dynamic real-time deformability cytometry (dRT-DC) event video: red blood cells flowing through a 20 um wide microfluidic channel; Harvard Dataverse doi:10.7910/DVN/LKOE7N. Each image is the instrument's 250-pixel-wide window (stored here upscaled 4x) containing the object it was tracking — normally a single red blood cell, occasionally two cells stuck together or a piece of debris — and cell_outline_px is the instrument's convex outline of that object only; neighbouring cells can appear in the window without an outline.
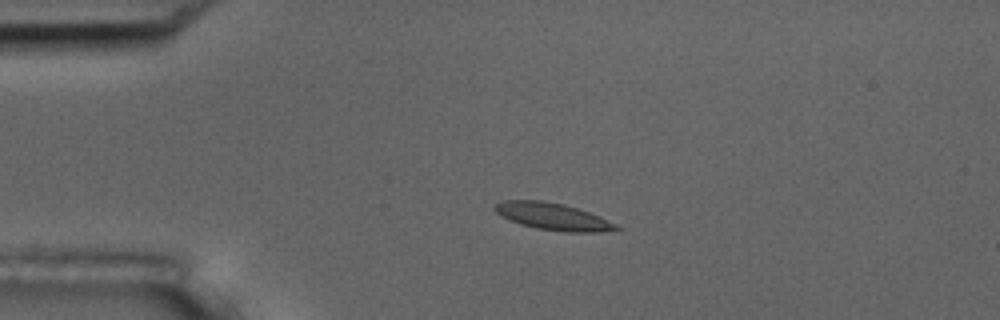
{"species": "common noctule bat (a hibernating species)", "species_latin": "Nyctalus noctula", "temperature_condition": "room temperature", "stored_images_in_passage": 4, "camera_frame_rate_fps": 3000, "um_per_image_px": 0.085, "animal": {"sex": "male", "body_mass_g": 17.5, "forearm_length_mm": 52.3}, "frame": {"image": 1, "passage_image": 3, "time_ms": 3.0, "image_size_px": [1000, 320], "cell_outline_px": [[624, 228], [600, 232], [564, 232], [536, 228], [520, 224], [500, 216], [492, 208], [500, 200], [544, 200], [564, 204], [600, 216]], "centroid_in_image_um": [46.97, 18.4], "position_along_channel_um": 38.0, "area_um2": 19.25}}